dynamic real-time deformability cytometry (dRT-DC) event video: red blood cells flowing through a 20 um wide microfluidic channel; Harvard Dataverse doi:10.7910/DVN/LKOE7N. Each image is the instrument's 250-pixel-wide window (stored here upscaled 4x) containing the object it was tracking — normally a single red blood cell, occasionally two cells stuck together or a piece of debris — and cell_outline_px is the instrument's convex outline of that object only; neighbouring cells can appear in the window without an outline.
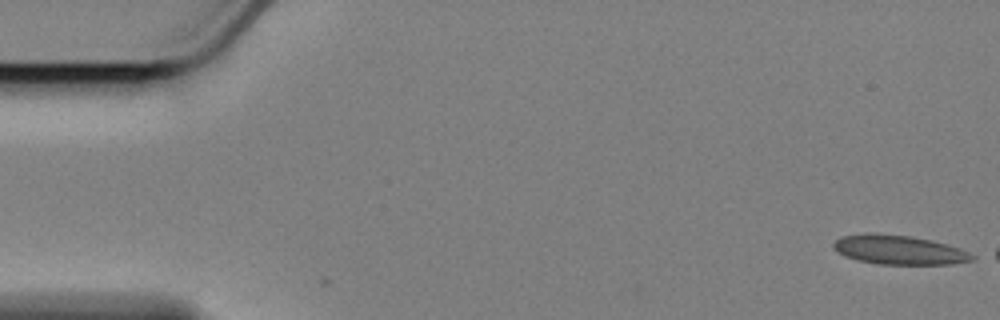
{"species": "Egyptian fruit bat (a non-hibernating species)", "species_latin": "Rousettus aegyptiacus", "temperature_condition": "cold", "stored_images_in_passage": 2, "camera_frame_rate_fps": 3000, "um_per_image_px": 0.085, "animal": {"sex": "female"}, "frame": {"image": 1, "passage_image": 2, "time_ms": 0.333, "image_size_px": [1000, 320], "cell_outline_px": [[976, 260], [952, 264], [880, 264], [860, 260], [844, 256], [832, 248], [832, 244], [840, 236], [908, 236], [932, 240], [960, 248], [976, 256]], "centroid_in_image_um": [76.51, 21.29], "position_along_channel_um": 8.5, "area_um2": 22.72}}